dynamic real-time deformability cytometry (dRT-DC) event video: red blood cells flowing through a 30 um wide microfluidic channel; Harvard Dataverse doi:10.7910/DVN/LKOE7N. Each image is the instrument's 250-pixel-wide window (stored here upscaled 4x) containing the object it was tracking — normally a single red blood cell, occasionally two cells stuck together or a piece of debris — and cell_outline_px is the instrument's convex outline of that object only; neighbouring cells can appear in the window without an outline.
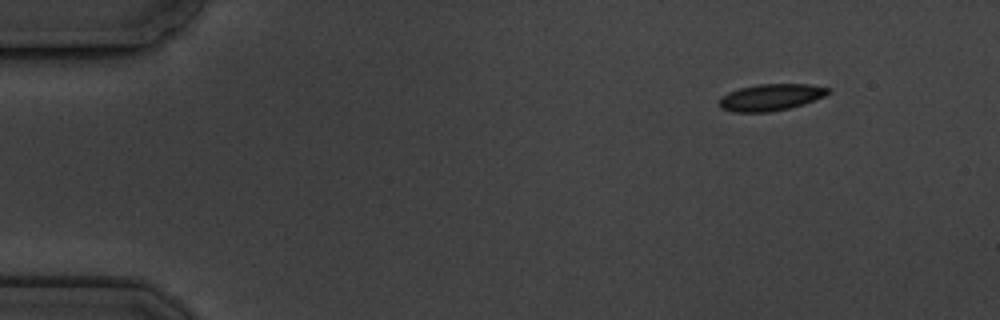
{"species": "common noctule bat (a hibernating species)", "species_latin": "Nyctalus noctula", "temperature_condition": "cold", "stored_images_in_passage": 4, "camera_frame_rate_fps": 3000, "um_per_image_px": 0.085, "animal": {"sex": "male", "body_mass_g": 19.5, "forearm_length_mm": 54.6}, "frame": {"image": 1, "passage_image": 1, "time_ms": 0.0, "image_size_px": [1000, 320], "cell_outline_px": [[832, 92], [824, 96], [804, 104], [788, 108], [768, 112], [732, 112], [720, 108], [720, 96], [728, 92], [740, 88], [760, 84], [808, 84], [832, 88]], "centroid_in_image_um": [65.54, 8.26], "position_along_channel_um": 19.5, "area_um2": 16.99}}
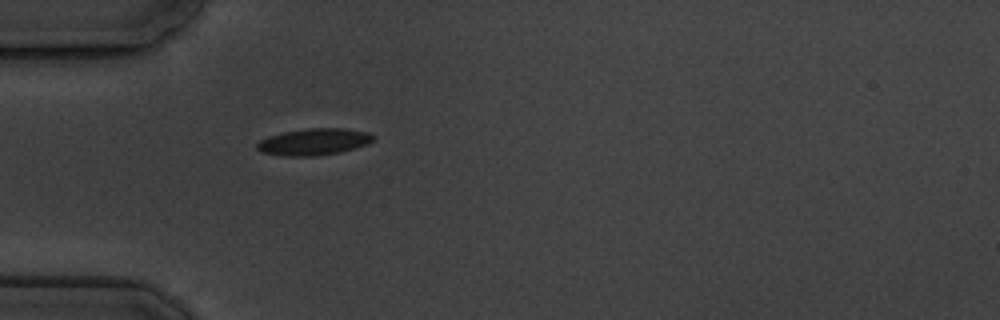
{"frame": {"image": 2, "passage_image": 4, "time_ms": 3.667, "image_size_px": [1000, 320], "cell_outline_px": [[376, 136], [368, 144], [356, 148], [340, 152], [312, 156], [280, 156], [260, 152], [256, 148], [256, 144], [260, 140], [268, 136], [284, 132], [308, 128], [344, 128], [368, 132]], "centroid_in_image_um": [26.67, 12.05], "position_along_channel_um": 58.3, "area_um2": 18.21}}